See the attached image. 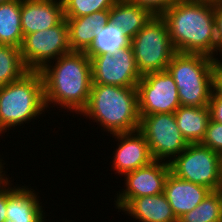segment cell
I'll use <instances>...</instances> for the list:
<instances>
[{
    "label": "cell",
    "instance_id": "cell-20",
    "mask_svg": "<svg viewBox=\"0 0 222 222\" xmlns=\"http://www.w3.org/2000/svg\"><path fill=\"white\" fill-rule=\"evenodd\" d=\"M174 114L178 128L188 144L201 143L210 120L209 106H180Z\"/></svg>",
    "mask_w": 222,
    "mask_h": 222
},
{
    "label": "cell",
    "instance_id": "cell-13",
    "mask_svg": "<svg viewBox=\"0 0 222 222\" xmlns=\"http://www.w3.org/2000/svg\"><path fill=\"white\" fill-rule=\"evenodd\" d=\"M113 137L115 141L118 140L111 165L112 170L116 171L115 174L123 176L154 161L149 145L139 130L112 134Z\"/></svg>",
    "mask_w": 222,
    "mask_h": 222
},
{
    "label": "cell",
    "instance_id": "cell-11",
    "mask_svg": "<svg viewBox=\"0 0 222 222\" xmlns=\"http://www.w3.org/2000/svg\"><path fill=\"white\" fill-rule=\"evenodd\" d=\"M91 62L92 84L137 87L139 73L131 45L112 54L88 55Z\"/></svg>",
    "mask_w": 222,
    "mask_h": 222
},
{
    "label": "cell",
    "instance_id": "cell-18",
    "mask_svg": "<svg viewBox=\"0 0 222 222\" xmlns=\"http://www.w3.org/2000/svg\"><path fill=\"white\" fill-rule=\"evenodd\" d=\"M122 212L139 222H178L164 193L134 198Z\"/></svg>",
    "mask_w": 222,
    "mask_h": 222
},
{
    "label": "cell",
    "instance_id": "cell-3",
    "mask_svg": "<svg viewBox=\"0 0 222 222\" xmlns=\"http://www.w3.org/2000/svg\"><path fill=\"white\" fill-rule=\"evenodd\" d=\"M91 119L108 133L132 132L139 129L137 87L92 84L89 100L80 116Z\"/></svg>",
    "mask_w": 222,
    "mask_h": 222
},
{
    "label": "cell",
    "instance_id": "cell-15",
    "mask_svg": "<svg viewBox=\"0 0 222 222\" xmlns=\"http://www.w3.org/2000/svg\"><path fill=\"white\" fill-rule=\"evenodd\" d=\"M64 18L60 0H21L23 36L54 27Z\"/></svg>",
    "mask_w": 222,
    "mask_h": 222
},
{
    "label": "cell",
    "instance_id": "cell-32",
    "mask_svg": "<svg viewBox=\"0 0 222 222\" xmlns=\"http://www.w3.org/2000/svg\"><path fill=\"white\" fill-rule=\"evenodd\" d=\"M1 156V155H0ZM4 162V160H2V158H0V167H6V166H3V165H5L6 163H3Z\"/></svg>",
    "mask_w": 222,
    "mask_h": 222
},
{
    "label": "cell",
    "instance_id": "cell-12",
    "mask_svg": "<svg viewBox=\"0 0 222 222\" xmlns=\"http://www.w3.org/2000/svg\"><path fill=\"white\" fill-rule=\"evenodd\" d=\"M169 173V163L157 160L125 173V186L116 194L115 208L121 212L134 198L164 193V184Z\"/></svg>",
    "mask_w": 222,
    "mask_h": 222
},
{
    "label": "cell",
    "instance_id": "cell-16",
    "mask_svg": "<svg viewBox=\"0 0 222 222\" xmlns=\"http://www.w3.org/2000/svg\"><path fill=\"white\" fill-rule=\"evenodd\" d=\"M210 192L209 188L180 179L171 172L164 184V194L177 219L193 210Z\"/></svg>",
    "mask_w": 222,
    "mask_h": 222
},
{
    "label": "cell",
    "instance_id": "cell-25",
    "mask_svg": "<svg viewBox=\"0 0 222 222\" xmlns=\"http://www.w3.org/2000/svg\"><path fill=\"white\" fill-rule=\"evenodd\" d=\"M117 0H60L65 18H78L97 11L110 10Z\"/></svg>",
    "mask_w": 222,
    "mask_h": 222
},
{
    "label": "cell",
    "instance_id": "cell-14",
    "mask_svg": "<svg viewBox=\"0 0 222 222\" xmlns=\"http://www.w3.org/2000/svg\"><path fill=\"white\" fill-rule=\"evenodd\" d=\"M7 175L6 222H44L45 210L34 188L25 185H13Z\"/></svg>",
    "mask_w": 222,
    "mask_h": 222
},
{
    "label": "cell",
    "instance_id": "cell-2",
    "mask_svg": "<svg viewBox=\"0 0 222 222\" xmlns=\"http://www.w3.org/2000/svg\"><path fill=\"white\" fill-rule=\"evenodd\" d=\"M46 109L53 107L80 114L86 107L92 86L90 57L71 51L45 65L40 71ZM59 107H58V106Z\"/></svg>",
    "mask_w": 222,
    "mask_h": 222
},
{
    "label": "cell",
    "instance_id": "cell-6",
    "mask_svg": "<svg viewBox=\"0 0 222 222\" xmlns=\"http://www.w3.org/2000/svg\"><path fill=\"white\" fill-rule=\"evenodd\" d=\"M141 75L165 71L176 53L161 16H153L130 40Z\"/></svg>",
    "mask_w": 222,
    "mask_h": 222
},
{
    "label": "cell",
    "instance_id": "cell-9",
    "mask_svg": "<svg viewBox=\"0 0 222 222\" xmlns=\"http://www.w3.org/2000/svg\"><path fill=\"white\" fill-rule=\"evenodd\" d=\"M20 51L29 71H40L52 60L71 52L66 19L49 29L25 35Z\"/></svg>",
    "mask_w": 222,
    "mask_h": 222
},
{
    "label": "cell",
    "instance_id": "cell-4",
    "mask_svg": "<svg viewBox=\"0 0 222 222\" xmlns=\"http://www.w3.org/2000/svg\"><path fill=\"white\" fill-rule=\"evenodd\" d=\"M46 110L42 76L39 71H29L0 88V136L7 130L38 120Z\"/></svg>",
    "mask_w": 222,
    "mask_h": 222
},
{
    "label": "cell",
    "instance_id": "cell-10",
    "mask_svg": "<svg viewBox=\"0 0 222 222\" xmlns=\"http://www.w3.org/2000/svg\"><path fill=\"white\" fill-rule=\"evenodd\" d=\"M137 93L139 116L174 113L181 106L177 85L167 70L142 75Z\"/></svg>",
    "mask_w": 222,
    "mask_h": 222
},
{
    "label": "cell",
    "instance_id": "cell-29",
    "mask_svg": "<svg viewBox=\"0 0 222 222\" xmlns=\"http://www.w3.org/2000/svg\"><path fill=\"white\" fill-rule=\"evenodd\" d=\"M208 106L210 109V119L222 124V99H220L213 91Z\"/></svg>",
    "mask_w": 222,
    "mask_h": 222
},
{
    "label": "cell",
    "instance_id": "cell-19",
    "mask_svg": "<svg viewBox=\"0 0 222 222\" xmlns=\"http://www.w3.org/2000/svg\"><path fill=\"white\" fill-rule=\"evenodd\" d=\"M153 16L144 7L127 0H117L109 10V23L120 28L123 34L131 40Z\"/></svg>",
    "mask_w": 222,
    "mask_h": 222
},
{
    "label": "cell",
    "instance_id": "cell-1",
    "mask_svg": "<svg viewBox=\"0 0 222 222\" xmlns=\"http://www.w3.org/2000/svg\"><path fill=\"white\" fill-rule=\"evenodd\" d=\"M176 52L217 56L214 0H178L160 15Z\"/></svg>",
    "mask_w": 222,
    "mask_h": 222
},
{
    "label": "cell",
    "instance_id": "cell-23",
    "mask_svg": "<svg viewBox=\"0 0 222 222\" xmlns=\"http://www.w3.org/2000/svg\"><path fill=\"white\" fill-rule=\"evenodd\" d=\"M130 45L123 31L108 23L96 33L95 39L91 47L86 51L87 55L112 54L118 49L125 48Z\"/></svg>",
    "mask_w": 222,
    "mask_h": 222
},
{
    "label": "cell",
    "instance_id": "cell-24",
    "mask_svg": "<svg viewBox=\"0 0 222 222\" xmlns=\"http://www.w3.org/2000/svg\"><path fill=\"white\" fill-rule=\"evenodd\" d=\"M222 189L211 191L193 210L182 215L178 222H221Z\"/></svg>",
    "mask_w": 222,
    "mask_h": 222
},
{
    "label": "cell",
    "instance_id": "cell-7",
    "mask_svg": "<svg viewBox=\"0 0 222 222\" xmlns=\"http://www.w3.org/2000/svg\"><path fill=\"white\" fill-rule=\"evenodd\" d=\"M176 177L209 188L222 189L221 155L201 143L188 144L170 163Z\"/></svg>",
    "mask_w": 222,
    "mask_h": 222
},
{
    "label": "cell",
    "instance_id": "cell-22",
    "mask_svg": "<svg viewBox=\"0 0 222 222\" xmlns=\"http://www.w3.org/2000/svg\"><path fill=\"white\" fill-rule=\"evenodd\" d=\"M29 70L23 63L20 48L0 44V88L22 78Z\"/></svg>",
    "mask_w": 222,
    "mask_h": 222
},
{
    "label": "cell",
    "instance_id": "cell-17",
    "mask_svg": "<svg viewBox=\"0 0 222 222\" xmlns=\"http://www.w3.org/2000/svg\"><path fill=\"white\" fill-rule=\"evenodd\" d=\"M69 45L72 51L86 52L94 42L96 33L109 23V10L97 11L78 18H65Z\"/></svg>",
    "mask_w": 222,
    "mask_h": 222
},
{
    "label": "cell",
    "instance_id": "cell-33",
    "mask_svg": "<svg viewBox=\"0 0 222 222\" xmlns=\"http://www.w3.org/2000/svg\"><path fill=\"white\" fill-rule=\"evenodd\" d=\"M4 169H5V167H0V176H1L4 172H6V171H4Z\"/></svg>",
    "mask_w": 222,
    "mask_h": 222
},
{
    "label": "cell",
    "instance_id": "cell-26",
    "mask_svg": "<svg viewBox=\"0 0 222 222\" xmlns=\"http://www.w3.org/2000/svg\"><path fill=\"white\" fill-rule=\"evenodd\" d=\"M201 144L222 156V124L210 119Z\"/></svg>",
    "mask_w": 222,
    "mask_h": 222
},
{
    "label": "cell",
    "instance_id": "cell-34",
    "mask_svg": "<svg viewBox=\"0 0 222 222\" xmlns=\"http://www.w3.org/2000/svg\"><path fill=\"white\" fill-rule=\"evenodd\" d=\"M9 1H12V0H0V4L6 3V2H9Z\"/></svg>",
    "mask_w": 222,
    "mask_h": 222
},
{
    "label": "cell",
    "instance_id": "cell-31",
    "mask_svg": "<svg viewBox=\"0 0 222 222\" xmlns=\"http://www.w3.org/2000/svg\"><path fill=\"white\" fill-rule=\"evenodd\" d=\"M213 92L222 99V62H219L214 69Z\"/></svg>",
    "mask_w": 222,
    "mask_h": 222
},
{
    "label": "cell",
    "instance_id": "cell-27",
    "mask_svg": "<svg viewBox=\"0 0 222 222\" xmlns=\"http://www.w3.org/2000/svg\"><path fill=\"white\" fill-rule=\"evenodd\" d=\"M148 9L154 16H160L178 0H127Z\"/></svg>",
    "mask_w": 222,
    "mask_h": 222
},
{
    "label": "cell",
    "instance_id": "cell-28",
    "mask_svg": "<svg viewBox=\"0 0 222 222\" xmlns=\"http://www.w3.org/2000/svg\"><path fill=\"white\" fill-rule=\"evenodd\" d=\"M215 27L217 37V55L222 58V3L214 0Z\"/></svg>",
    "mask_w": 222,
    "mask_h": 222
},
{
    "label": "cell",
    "instance_id": "cell-8",
    "mask_svg": "<svg viewBox=\"0 0 222 222\" xmlns=\"http://www.w3.org/2000/svg\"><path fill=\"white\" fill-rule=\"evenodd\" d=\"M138 130L146 139L153 159L157 161L170 163L188 146L174 113L140 116Z\"/></svg>",
    "mask_w": 222,
    "mask_h": 222
},
{
    "label": "cell",
    "instance_id": "cell-5",
    "mask_svg": "<svg viewBox=\"0 0 222 222\" xmlns=\"http://www.w3.org/2000/svg\"><path fill=\"white\" fill-rule=\"evenodd\" d=\"M220 61L203 54L176 52L166 70L174 79L181 106L209 105L213 74Z\"/></svg>",
    "mask_w": 222,
    "mask_h": 222
},
{
    "label": "cell",
    "instance_id": "cell-21",
    "mask_svg": "<svg viewBox=\"0 0 222 222\" xmlns=\"http://www.w3.org/2000/svg\"><path fill=\"white\" fill-rule=\"evenodd\" d=\"M20 18L21 0L0 4V44L21 47L24 36Z\"/></svg>",
    "mask_w": 222,
    "mask_h": 222
},
{
    "label": "cell",
    "instance_id": "cell-30",
    "mask_svg": "<svg viewBox=\"0 0 222 222\" xmlns=\"http://www.w3.org/2000/svg\"><path fill=\"white\" fill-rule=\"evenodd\" d=\"M5 173L0 176V222H6L7 219V175Z\"/></svg>",
    "mask_w": 222,
    "mask_h": 222
}]
</instances>
